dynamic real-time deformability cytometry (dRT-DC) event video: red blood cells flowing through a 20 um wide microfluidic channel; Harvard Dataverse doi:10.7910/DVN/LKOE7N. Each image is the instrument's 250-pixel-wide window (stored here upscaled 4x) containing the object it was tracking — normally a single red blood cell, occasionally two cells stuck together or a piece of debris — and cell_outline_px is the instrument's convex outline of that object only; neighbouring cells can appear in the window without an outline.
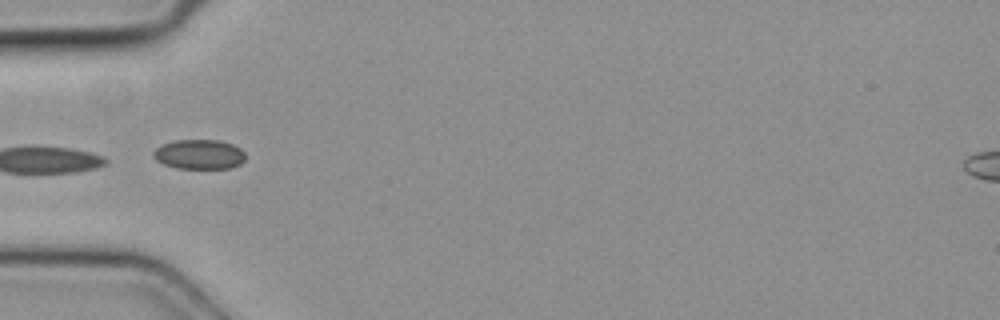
{"species": "common noctule bat (a hibernating species)", "species_latin": "Nyctalus noctula", "temperature_condition": "cold", "stored_images_in_passage": 5, "camera_frame_rate_fps": 3000, "um_per_image_px": 0.085, "animal": {"sex": "female", "body_mass_g": 19.3, "forearm_length_mm": 54.1}, "frame": {"image": 1, "passage_image": 4, "time_ms": 1.0, "image_size_px": [1000, 320], "cell_outline_px": [[244, 160], [240, 164], [232, 168], [176, 168], [164, 164], [156, 160], [152, 156], [152, 152], [156, 148], [164, 144], [176, 140], [220, 140], [232, 144], [240, 148], [244, 152]], "centroid_in_image_um": [16.93, 13.12], "position_along_channel_um": 68.1, "area_um2": 15.9}}
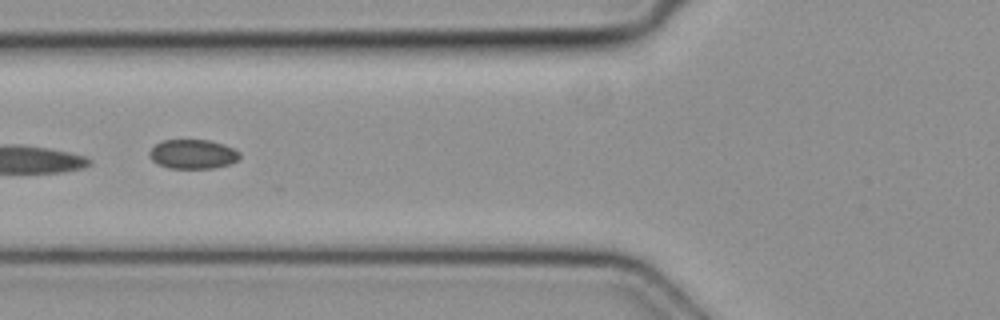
{"frame": {"image": 2, "passage_image": 5, "time_ms": 1.333, "image_size_px": [1000, 320], "cell_outline_px": [[240, 156], [232, 164], [216, 168], [168, 168], [156, 164], [148, 156], [148, 152], [156, 144], [164, 140], [208, 140], [224, 144], [240, 152]], "centroid_in_image_um": [16.38, 13.11], "position_along_channel_um": 109.4, "area_um2": 15.55}}